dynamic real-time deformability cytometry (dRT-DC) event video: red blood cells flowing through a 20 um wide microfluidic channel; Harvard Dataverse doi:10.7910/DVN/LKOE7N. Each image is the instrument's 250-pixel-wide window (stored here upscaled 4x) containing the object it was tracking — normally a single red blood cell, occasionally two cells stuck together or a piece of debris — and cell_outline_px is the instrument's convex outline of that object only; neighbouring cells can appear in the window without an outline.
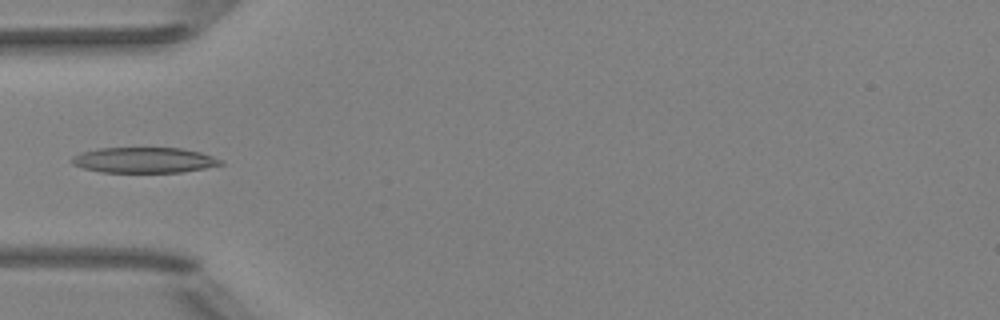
{"species": "Egyptian fruit bat (a non-hibernating species)", "species_latin": "Rousettus aegyptiacus", "temperature_condition": "room temperature", "stored_images_in_passage": 5, "camera_frame_rate_fps": 3000, "um_per_image_px": 0.085, "animal": {"sex": "female"}, "frame": {"image": 1, "passage_image": 4, "time_ms": 4.333, "image_size_px": [1000, 320], "cell_outline_px": [[224, 164], [204, 168], [180, 172], [100, 172], [84, 168], [72, 164], [72, 156], [80, 152], [96, 148], [180, 148], [200, 152], [224, 160]], "centroid_in_image_um": [12.24, 13.6], "position_along_channel_um": 72.8, "area_um2": 22.14}}
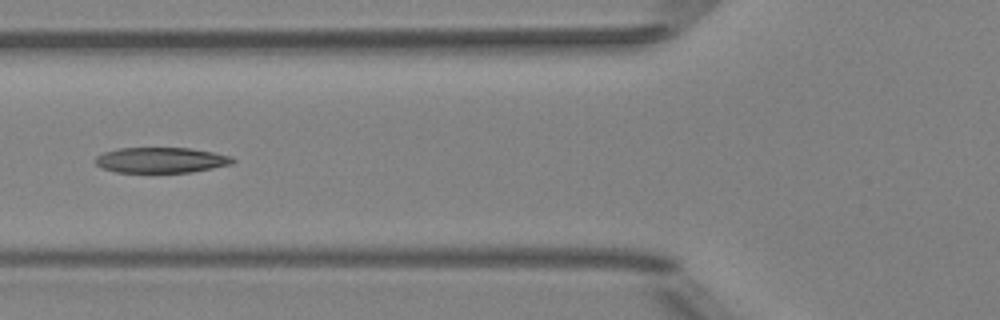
{"frame": {"image": 2, "passage_image": 5, "time_ms": 5.333, "image_size_px": [1000, 320], "cell_outline_px": [[236, 160], [232, 164], [192, 172], [116, 172], [104, 168], [96, 164], [92, 160], [96, 156], [104, 152], [120, 148], [188, 148], [212, 152], [232, 156]], "centroid_in_image_um": [13.68, 13.61], "position_along_channel_um": 112.1, "area_um2": 20.35}}